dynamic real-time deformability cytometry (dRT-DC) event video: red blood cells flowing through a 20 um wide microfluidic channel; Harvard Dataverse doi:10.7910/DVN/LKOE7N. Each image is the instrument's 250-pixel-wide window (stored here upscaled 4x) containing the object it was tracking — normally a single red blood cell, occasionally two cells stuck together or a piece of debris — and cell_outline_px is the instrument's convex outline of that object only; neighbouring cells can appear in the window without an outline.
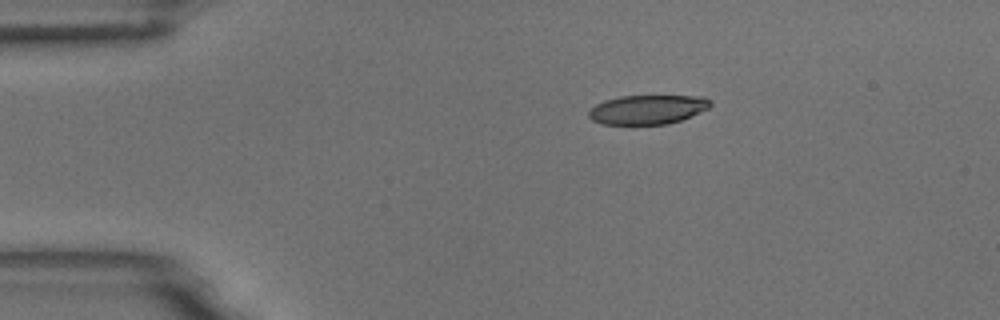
{"species": "common noctule bat (a hibernating species)", "species_latin": "Nyctalus noctula", "temperature_condition": "room temperature", "stored_images_in_passage": 2, "camera_frame_rate_fps": 3000, "um_per_image_px": 0.085, "animal": {"sex": "male", "body_mass_g": 18.8}, "frame": {"image": 1, "passage_image": 1, "time_ms": 0.0, "image_size_px": [1000, 320], "cell_outline_px": [[712, 104], [708, 108], [680, 120], [668, 124], [600, 124], [592, 120], [588, 116], [588, 112], [596, 104], [604, 100], [620, 96], [704, 96], [712, 100]], "centroid_in_image_um": [55.03, 9.3], "position_along_channel_um": 30.0, "area_um2": 20.69}}